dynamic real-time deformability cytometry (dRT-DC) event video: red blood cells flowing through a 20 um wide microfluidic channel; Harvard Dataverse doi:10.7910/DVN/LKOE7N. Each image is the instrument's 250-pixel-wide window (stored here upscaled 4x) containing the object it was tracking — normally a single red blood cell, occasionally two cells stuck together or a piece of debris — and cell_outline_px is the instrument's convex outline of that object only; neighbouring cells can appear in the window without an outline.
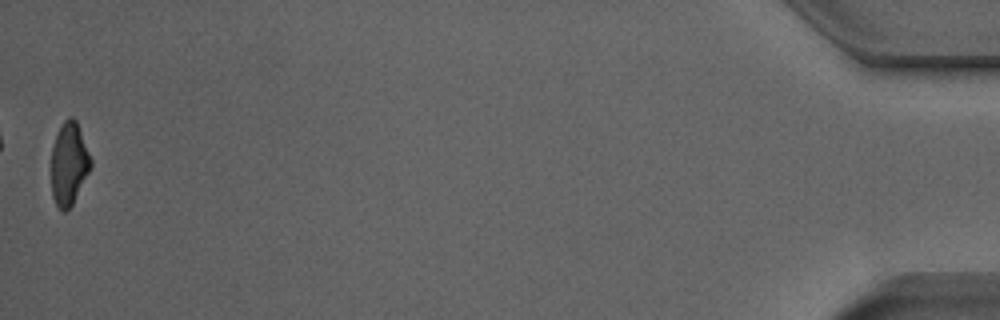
{"species": "Egyptian fruit bat (a non-hibernating species)", "species_latin": "Rousettus aegyptiacus", "temperature_condition": "room temperature", "stored_images_in_passage": 43, "camera_frame_rate_fps": 3000, "um_per_image_px": 0.085, "animal": {"sex": "male"}, "frame": {"image": 1, "passage_image": 43, "time_ms": 14.0, "image_size_px": [1000, 320], "cell_outline_px": [[92, 168], [72, 204], [64, 212], [56, 204], [52, 196], [52, 148], [56, 136], [64, 120], [68, 116], [72, 116], [76, 120], [92, 160]], "centroid_in_image_um": [5.88, 13.91], "position_along_channel_um": 429.3, "area_um2": 18.84}, "authors_computed_cell_mechanics": {"area_um2": 20.4034, "velocity_mm_per_s": 3.9759, "shape_relaxation_time_tau1_ms": 3.7922, "shape_relaxation_time_tau2_ms": 2.5148, "deformation_change_tau1": 0.1789, "deformation_change_tau2": 0.1189}}